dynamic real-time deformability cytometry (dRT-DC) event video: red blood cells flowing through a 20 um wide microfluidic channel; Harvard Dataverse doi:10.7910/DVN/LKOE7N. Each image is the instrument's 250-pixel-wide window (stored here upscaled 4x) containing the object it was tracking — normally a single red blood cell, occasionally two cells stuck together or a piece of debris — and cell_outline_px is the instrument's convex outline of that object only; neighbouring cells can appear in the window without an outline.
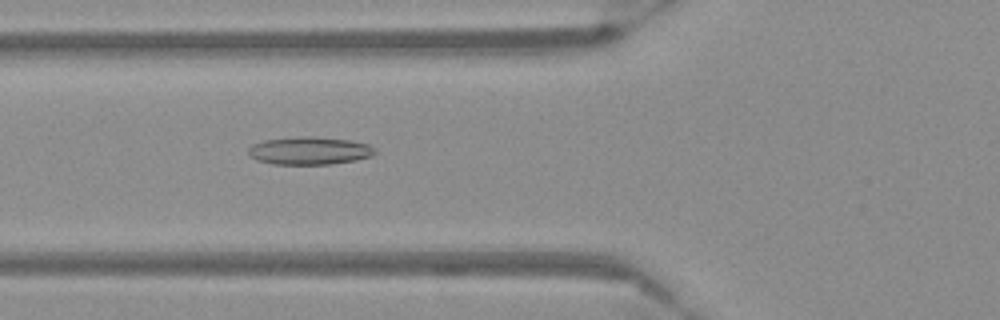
{"species": "Egyptian fruit bat (a non-hibernating species)", "species_latin": "Rousettus aegyptiacus", "temperature_condition": "warm", "stored_images_in_passage": 49, "camera_frame_rate_fps": 3000, "um_per_image_px": 0.085, "frame": {"image": 1, "passage_image": 15, "time_ms": 4.667, "image_size_px": [1000, 320], "cell_outline_px": [[376, 152], [372, 156], [356, 160], [332, 164], [272, 164], [256, 160], [248, 156], [248, 148], [252, 144], [264, 140], [300, 136], [312, 136], [348, 140], [368, 144], [376, 148]], "centroid_in_image_um": [26.28, 12.81], "position_along_channel_um": 99.5, "area_um2": 20.69}}
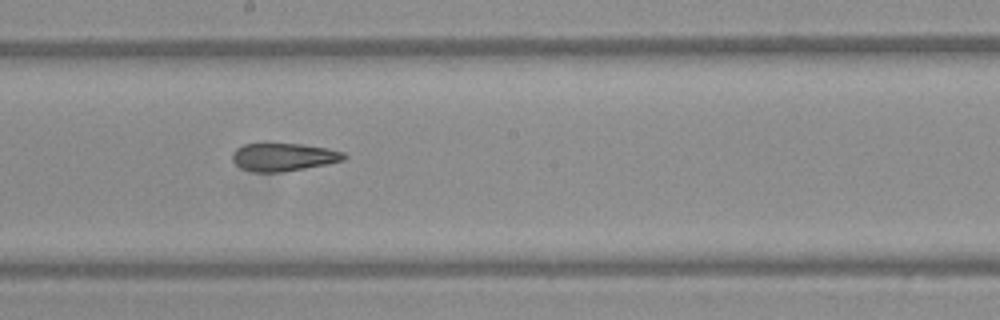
{"frame": {"image": 2, "passage_image": 25, "time_ms": 8.0, "image_size_px": [1000, 320], "cell_outline_px": [[348, 156], [344, 160], [304, 168], [280, 172], [252, 172], [240, 168], [232, 160], [232, 152], [236, 148], [244, 144], [304, 144], [328, 148], [344, 152]], "centroid_in_image_um": [24.08, 13.34], "position_along_channel_um": 224.1, "area_um2": 18.15}}
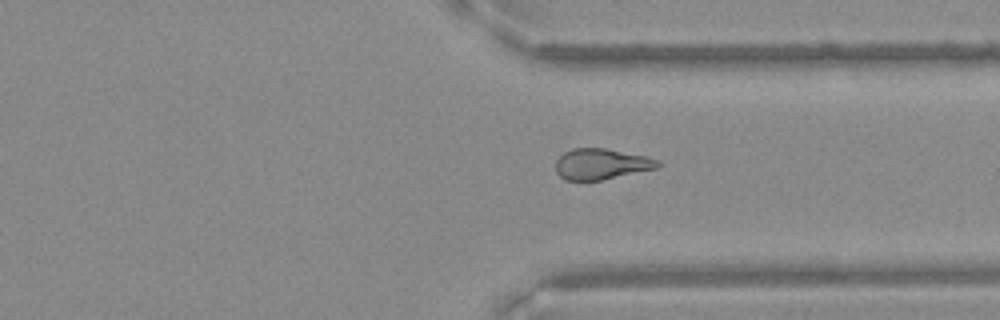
{"frame": {"image": 3, "passage_image": 36, "time_ms": 11.667, "image_size_px": [1000, 320], "cell_outline_px": [[660, 164], [656, 168], [600, 180], [564, 180], [556, 172], [556, 160], [564, 152], [572, 148], [604, 148], [648, 156], [660, 160]], "centroid_in_image_um": [51.1, 13.93], "position_along_channel_um": 360.3, "area_um2": 18.26}}